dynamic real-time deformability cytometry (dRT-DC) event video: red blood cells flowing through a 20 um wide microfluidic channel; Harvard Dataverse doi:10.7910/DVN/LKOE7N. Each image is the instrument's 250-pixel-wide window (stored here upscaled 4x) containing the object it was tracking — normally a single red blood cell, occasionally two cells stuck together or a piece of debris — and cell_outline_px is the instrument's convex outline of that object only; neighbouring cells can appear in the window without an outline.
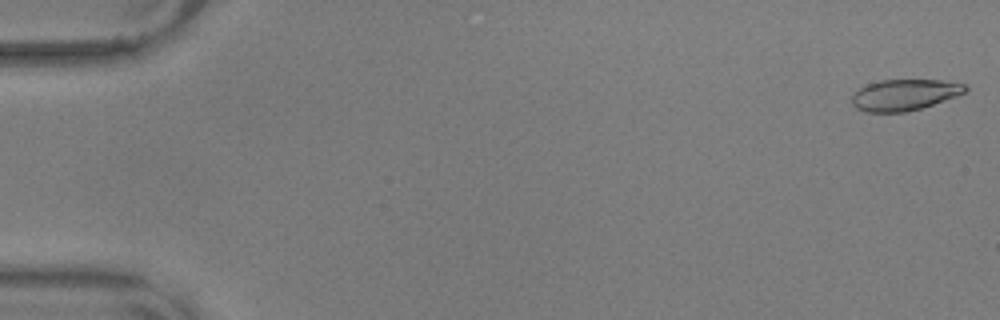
{"species": "common noctule bat (a hibernating species)", "species_latin": "Nyctalus noctula", "temperature_condition": "warm", "stored_images_in_passage": 56, "camera_frame_rate_fps": 3000, "um_per_image_px": 0.085, "animal": {"sex": "male", "body_mass_g": 17.9, "forearm_length_mm": 54.2}, "frame": {"image": 1, "passage_image": 1, "time_ms": 0.0, "image_size_px": [1000, 320], "cell_outline_px": [[968, 88], [964, 92], [956, 96], [920, 108], [904, 112], [864, 112], [856, 108], [852, 104], [852, 96], [860, 88], [868, 84], [880, 80], [940, 80], [968, 84]], "centroid_in_image_um": [76.87, 8.06], "position_along_channel_um": 8.1, "area_um2": 20.4}}
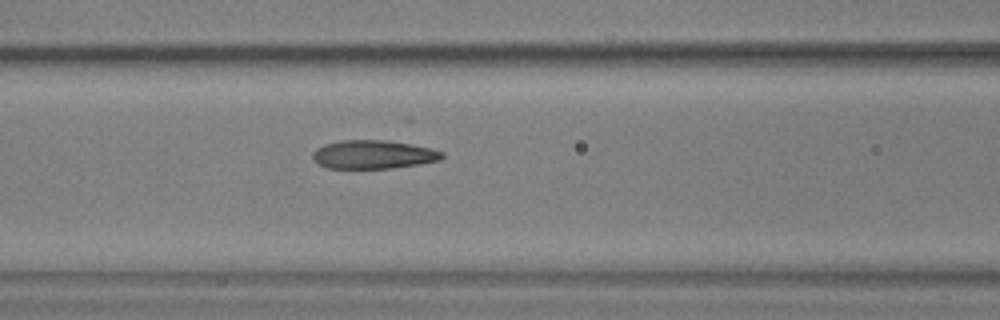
{"frame": {"image": 2, "passage_image": 24, "time_ms": 7.667, "image_size_px": [1000, 320], "cell_outline_px": [[444, 156], [440, 160], [420, 164], [392, 168], [328, 168], [312, 160], [312, 152], [316, 148], [324, 144], [340, 140], [388, 140], [432, 148], [444, 152]], "centroid_in_image_um": [31.73, 13.13], "position_along_channel_um": 134.9, "area_um2": 21.68}}
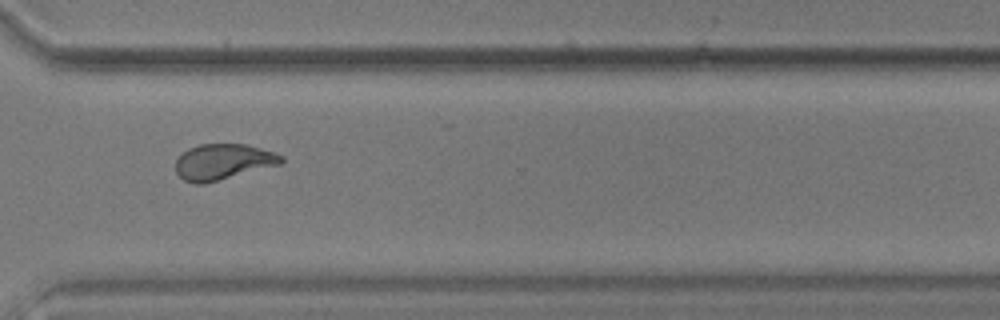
{"frame": {"image": 3, "passage_image": 42, "time_ms": 13.667, "image_size_px": [1000, 320], "cell_outline_px": [[284, 160], [280, 164], [204, 184], [196, 184], [184, 180], [176, 172], [176, 160], [188, 148], [200, 144], [244, 144], [260, 148], [284, 156]], "centroid_in_image_um": [18.94, 13.75], "position_along_channel_um": 351.7, "area_um2": 21.79}, "authors_computed_cell_mechanics": {"area_um2": 21.7906, "velocity_mm_per_s": 3.6166, "shape_relaxation_time_tau1_ms": 8.2071, "shape_relaxation_time_tau2_ms": 0.7594, "deformation_change_tau1": 0.2079, "deformation_change_tau2": 0.0598}}